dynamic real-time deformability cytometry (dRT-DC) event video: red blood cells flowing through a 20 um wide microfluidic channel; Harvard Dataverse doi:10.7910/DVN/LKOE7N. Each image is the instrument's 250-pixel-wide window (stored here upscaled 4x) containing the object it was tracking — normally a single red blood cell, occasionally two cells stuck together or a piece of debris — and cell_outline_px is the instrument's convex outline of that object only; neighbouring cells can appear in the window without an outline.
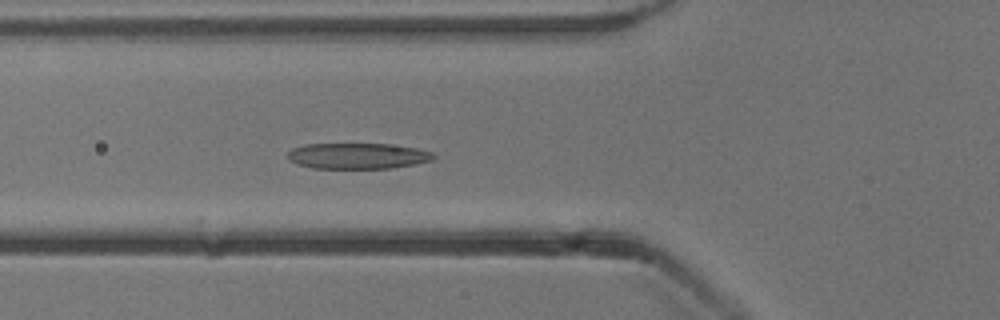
{"species": "common noctule bat (a hibernating species)", "species_latin": "Nyctalus noctula", "temperature_condition": "cold", "stored_images_in_passage": 14, "camera_frame_rate_fps": 3000, "um_per_image_px": 0.085, "animal": {"sex": "male", "body_mass_g": 13.3}, "frame": {"image": 1, "passage_image": 4, "time_ms": 1.0, "image_size_px": [1000, 320], "cell_outline_px": [[436, 156], [432, 160], [416, 164], [388, 168], [312, 168], [296, 164], [288, 160], [288, 152], [292, 148], [304, 144], [388, 144], [416, 148], [432, 152]], "centroid_in_image_um": [30.37, 13.25], "position_along_channel_um": 95.4, "area_um2": 21.96}}
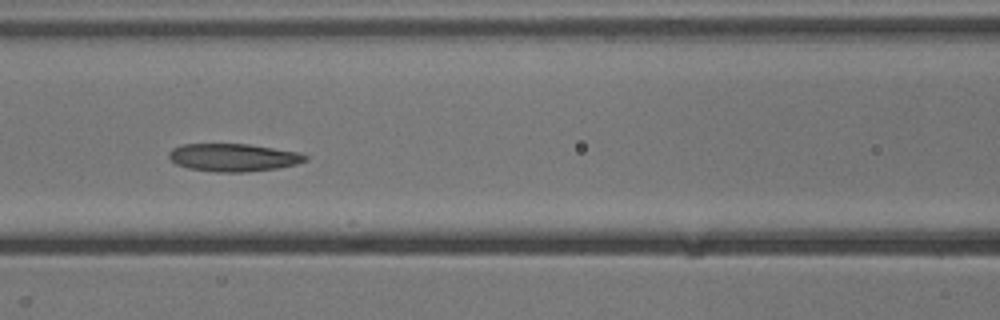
{"frame": {"image": 2, "passage_image": 8, "time_ms": 2.333, "image_size_px": [1000, 320], "cell_outline_px": [[308, 160], [296, 164], [276, 168], [244, 172], [216, 172], [188, 168], [176, 164], [168, 156], [168, 152], [172, 148], [184, 144], [248, 144], [300, 152], [308, 156]], "centroid_in_image_um": [19.84, 13.38], "position_along_channel_um": 146.8, "area_um2": 22.08}}
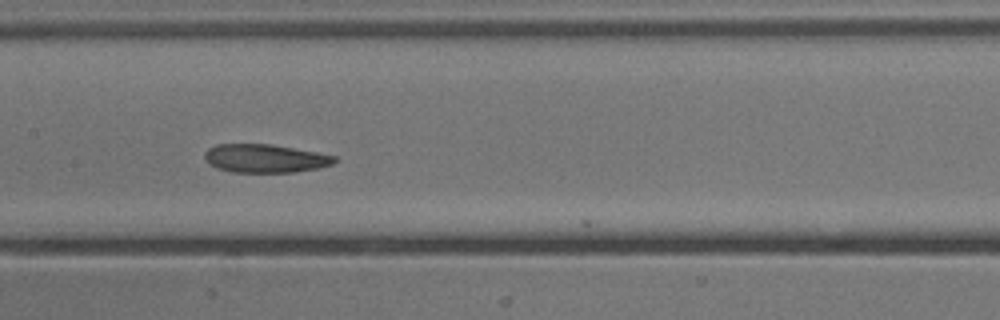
{"frame": {"image": 3, "passage_image": 11, "time_ms": 3.333, "image_size_px": [1000, 320], "cell_outline_px": [[336, 160], [332, 164], [316, 168], [292, 172], [232, 172], [216, 168], [208, 164], [204, 156], [204, 152], [208, 148], [216, 144], [272, 144], [316, 152], [336, 156]], "centroid_in_image_um": [22.48, 13.46], "position_along_channel_um": 184.9, "area_um2": 21.44}}